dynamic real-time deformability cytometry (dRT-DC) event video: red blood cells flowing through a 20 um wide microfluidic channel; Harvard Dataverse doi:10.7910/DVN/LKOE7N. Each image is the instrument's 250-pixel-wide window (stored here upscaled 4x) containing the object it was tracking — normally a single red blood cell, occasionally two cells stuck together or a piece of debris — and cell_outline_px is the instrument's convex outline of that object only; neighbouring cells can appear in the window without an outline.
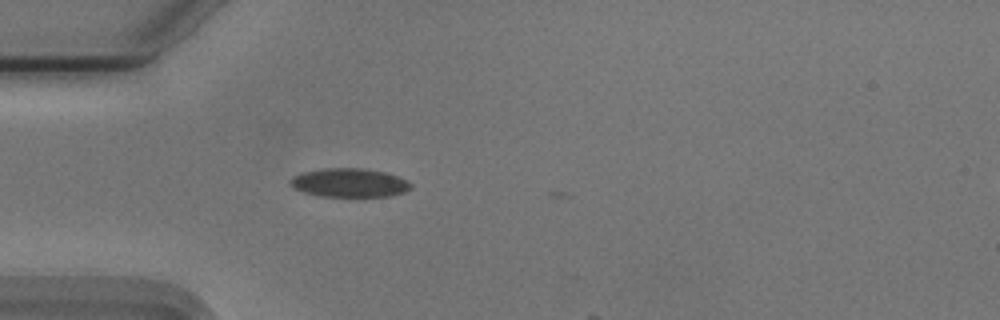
{"species": "Egyptian fruit bat (a non-hibernating species)", "species_latin": "Rousettus aegyptiacus", "temperature_condition": "cold", "stored_images_in_passage": 4, "camera_frame_rate_fps": 3000, "um_per_image_px": 0.085, "animal": {"sex": "male"}, "frame": {"image": 1, "passage_image": 1, "time_ms": 0.0, "image_size_px": [1000, 320], "cell_outline_px": [[412, 188], [404, 192], [388, 196], [320, 196], [304, 192], [296, 188], [288, 180], [292, 176], [304, 172], [324, 168], [360, 168], [384, 172], [408, 180], [412, 184]], "centroid_in_image_um": [29.72, 15.53], "position_along_channel_um": 55.3, "area_um2": 20.0}}